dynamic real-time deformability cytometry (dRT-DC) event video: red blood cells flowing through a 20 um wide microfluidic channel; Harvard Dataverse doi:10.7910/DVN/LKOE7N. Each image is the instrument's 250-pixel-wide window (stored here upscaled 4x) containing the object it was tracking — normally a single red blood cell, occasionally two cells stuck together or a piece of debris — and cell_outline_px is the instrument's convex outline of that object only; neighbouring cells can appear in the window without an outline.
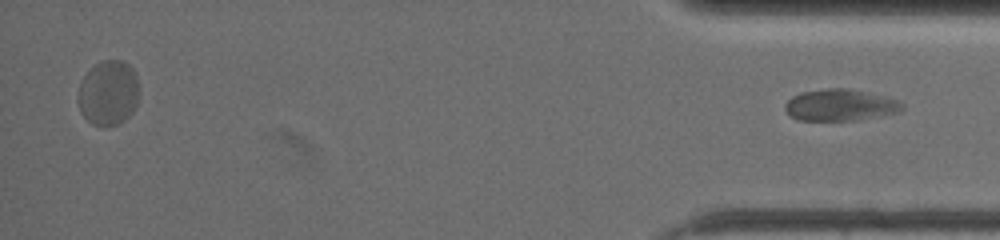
{"species": "common noctule bat (a hibernating species)", "species_latin": "Nyctalus noctula", "temperature_condition": "warm", "stored_images_in_passage": 38, "segment_of_instrument_passage": [2, 2], "camera_frame_rate_fps": 3000, "um_per_image_px": 0.085, "animal": {"sex": "female", "body_mass_g": 19.5, "forearm_length_mm": 54.1}, "frame": {"image": 1, "passage_image": 38, "time_ms": 19.333, "image_size_px": [1000, 240], "cell_outline_px": [[904, 108], [896, 112], [852, 120], [800, 120], [792, 116], [784, 108], [784, 104], [792, 96], [800, 92], [828, 88], [848, 88], [896, 100], [904, 104]], "centroid_in_image_um": [71.34, 8.92], "position_along_channel_um": 363.9, "area_um2": 20.98}}